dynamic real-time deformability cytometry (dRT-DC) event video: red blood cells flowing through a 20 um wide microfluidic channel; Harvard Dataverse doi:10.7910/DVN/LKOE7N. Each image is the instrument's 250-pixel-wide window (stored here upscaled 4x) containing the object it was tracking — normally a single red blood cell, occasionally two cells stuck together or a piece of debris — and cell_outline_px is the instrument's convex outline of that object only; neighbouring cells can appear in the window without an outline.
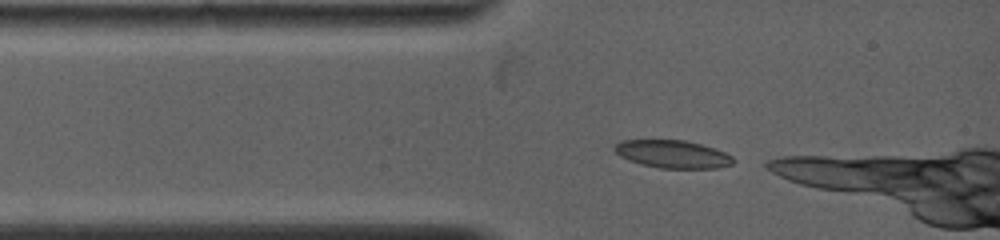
{"species": "common noctule bat (a hibernating species)", "species_latin": "Nyctalus noctula", "temperature_condition": "warm", "stored_images_in_passage": 13, "camera_frame_rate_fps": 5000, "um_per_image_px": 0.085, "animal": {"sex": "female", "body_mass_g": 19.0, "forearm_length_mm": 53.3}, "frame": {"image": 1, "passage_image": 1, "time_ms": 0.0, "image_size_px": [1000, 240], "cell_outline_px": [[736, 160], [732, 164], [716, 168], [660, 168], [640, 164], [628, 160], [620, 156], [612, 148], [620, 140], [684, 140], [716, 148], [732, 156]], "centroid_in_image_um": [57.17, 13.1], "position_along_channel_um": 27.8, "area_um2": 19.31}}
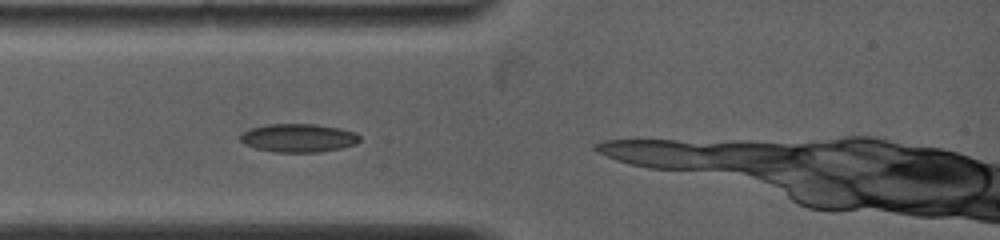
{"frame": {"image": 2, "passage_image": 8, "time_ms": 1.0, "image_size_px": [1000, 240], "cell_outline_px": [[360, 140], [356, 144], [340, 148], [320, 152], [272, 152], [256, 148], [244, 144], [240, 140], [240, 136], [248, 128], [268, 124], [316, 124], [340, 128], [356, 132], [360, 136]], "centroid_in_image_um": [25.37, 11.72], "position_along_channel_um": 59.6, "area_um2": 19.88}}